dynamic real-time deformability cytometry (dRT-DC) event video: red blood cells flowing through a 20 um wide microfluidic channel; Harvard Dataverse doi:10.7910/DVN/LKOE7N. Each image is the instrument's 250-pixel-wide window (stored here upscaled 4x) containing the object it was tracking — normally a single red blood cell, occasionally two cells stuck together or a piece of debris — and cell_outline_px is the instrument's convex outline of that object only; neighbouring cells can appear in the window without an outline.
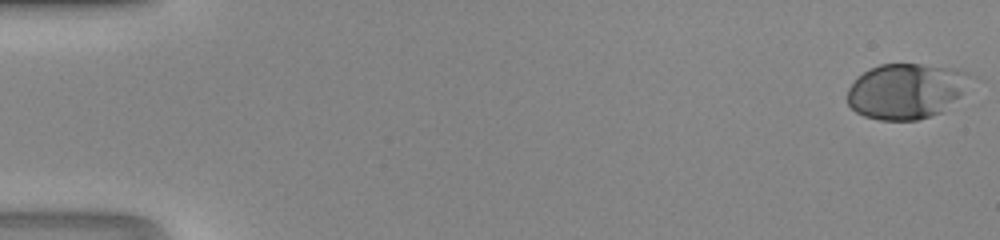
{"species": "human", "species_latin": "Homo sapiens", "temperature_condition": "room temperature", "stored_images_in_passage": 48, "camera_frame_rate_fps": 3000, "um_per_image_px": 0.085, "donor": {"sex": "male"}, "frame": {"image": 1, "passage_image": 1, "time_ms": 0.0, "image_size_px": [1000, 240], "cell_outline_px": [[968, 72], [960, 96], [940, 112], [916, 120], [880, 120], [864, 116], [856, 112], [848, 104], [848, 88], [864, 72], [880, 64], [920, 64], [956, 68]], "centroid_in_image_um": [76.96, 7.74], "position_along_channel_um": 8.0, "area_um2": 38.84}}
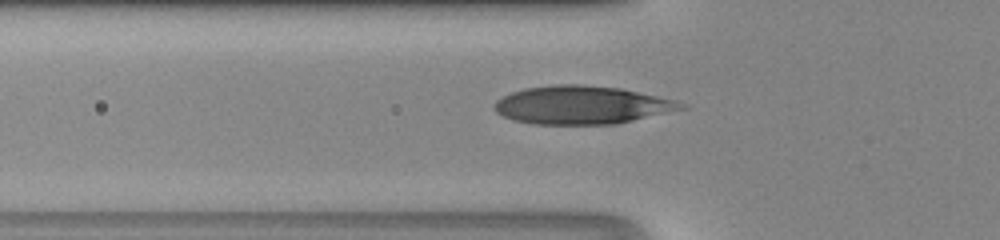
{"frame": {"image": 2, "passage_image": 18, "time_ms": 5.667, "image_size_px": [1000, 240], "cell_outline_px": [[688, 108], [616, 124], [532, 124], [512, 120], [496, 112], [492, 108], [492, 104], [496, 100], [512, 92], [524, 88], [560, 84], [580, 84], [620, 88], [676, 100], [688, 104]], "centroid_in_image_um": [49.45, 8.93], "position_along_channel_um": 76.3, "area_um2": 41.73}}
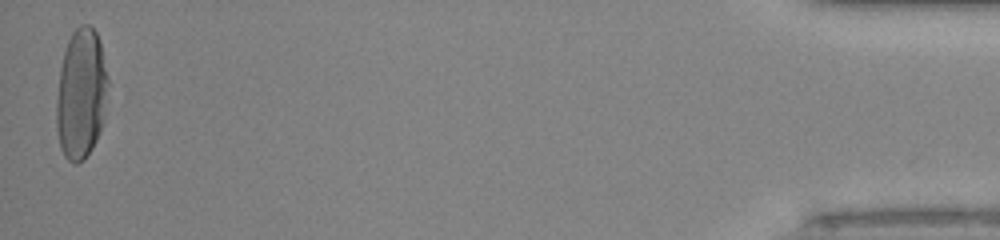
{"frame": {"image": 3, "passage_image": 48, "time_ms": 15.667, "image_size_px": [1000, 240], "cell_outline_px": [[108, 84], [104, 120], [100, 132], [92, 148], [84, 160], [76, 164], [68, 160], [64, 156], [60, 148], [56, 128], [56, 100], [60, 68], [64, 52], [68, 40], [72, 32], [80, 24], [88, 24], [96, 32], [100, 40], [108, 76]], "centroid_in_image_um": [6.9, 8.0], "position_along_channel_um": 428.3, "area_um2": 39.71}}